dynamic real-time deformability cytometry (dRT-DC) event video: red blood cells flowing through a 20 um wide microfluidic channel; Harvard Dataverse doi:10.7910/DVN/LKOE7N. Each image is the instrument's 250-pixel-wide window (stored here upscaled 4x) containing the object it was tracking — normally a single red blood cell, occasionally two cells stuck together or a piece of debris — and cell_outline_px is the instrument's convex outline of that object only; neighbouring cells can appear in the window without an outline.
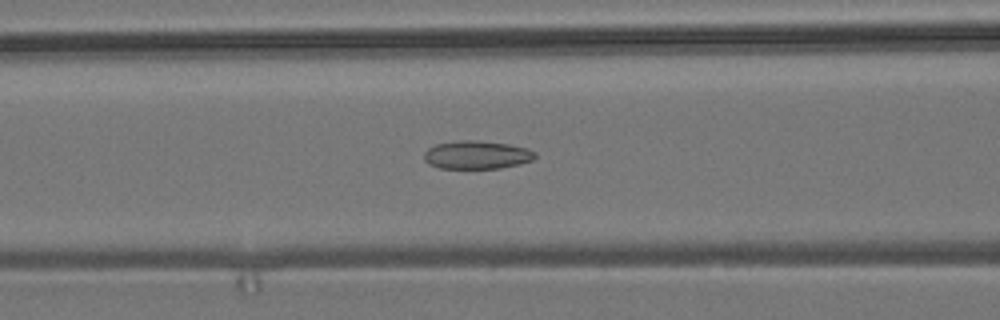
{"species": "common noctule bat (a hibernating species)", "species_latin": "Nyctalus noctula", "temperature_condition": "room temperature", "stored_images_in_passage": 39, "camera_frame_rate_fps": 3000, "um_per_image_px": 0.085, "animal": {"sex": "male", "body_mass_g": 19.2, "forearm_length_mm": 51.8}, "frame": {"image": 1, "passage_image": 6, "time_ms": 1.667, "image_size_px": [1000, 320], "cell_outline_px": [[536, 156], [532, 160], [520, 164], [500, 168], [440, 168], [428, 164], [424, 160], [424, 152], [428, 148], [436, 144], [460, 140], [476, 140], [508, 144], [528, 148], [536, 152]], "centroid_in_image_um": [40.53, 13.16], "position_along_channel_um": 126.1, "area_um2": 18.32}}
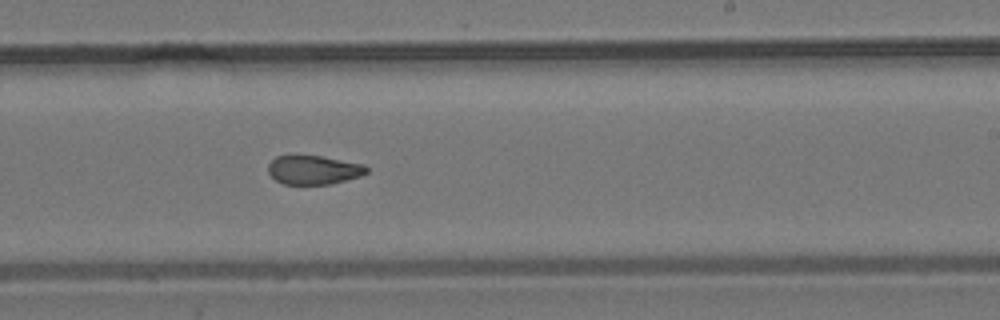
{"frame": {"image": 2, "passage_image": 17, "time_ms": 5.333, "image_size_px": [1000, 320], "cell_outline_px": [[368, 172], [360, 176], [332, 184], [284, 184], [276, 180], [268, 172], [268, 164], [276, 156], [320, 156], [364, 164], [368, 168]], "centroid_in_image_um": [26.67, 14.45], "position_along_channel_um": 262.3, "area_um2": 16.47}}
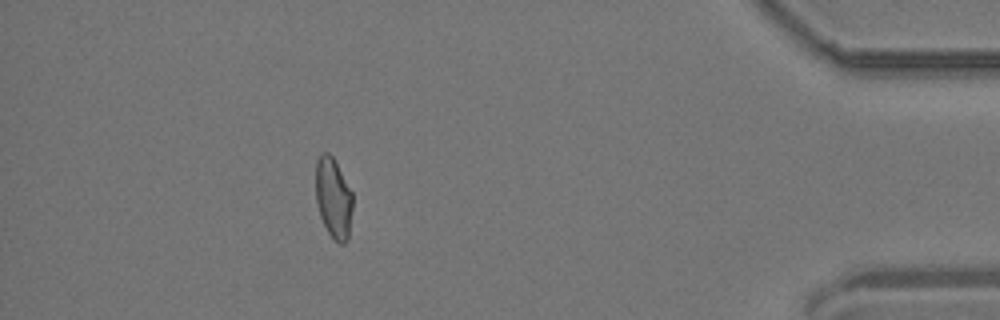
{"frame": {"image": 3, "passage_image": 33, "time_ms": 10.667, "image_size_px": [1000, 320], "cell_outline_px": [[352, 208], [348, 240], [344, 244], [340, 244], [328, 232], [320, 216], [316, 200], [316, 160], [320, 152], [328, 152], [332, 156], [352, 192]], "centroid_in_image_um": [28.33, 16.82], "position_along_channel_um": 406.9, "area_um2": 17.22}, "authors_computed_cell_mechanics": {"area_um2": 17.6868, "velocity_mm_per_s": 3.7245, "shape_relaxation_time_tau1_ms": null, "shape_relaxation_time_tau2_ms": 2.8292, "deformation_change_tau1": null, "deformation_change_tau2": 0.0863}}